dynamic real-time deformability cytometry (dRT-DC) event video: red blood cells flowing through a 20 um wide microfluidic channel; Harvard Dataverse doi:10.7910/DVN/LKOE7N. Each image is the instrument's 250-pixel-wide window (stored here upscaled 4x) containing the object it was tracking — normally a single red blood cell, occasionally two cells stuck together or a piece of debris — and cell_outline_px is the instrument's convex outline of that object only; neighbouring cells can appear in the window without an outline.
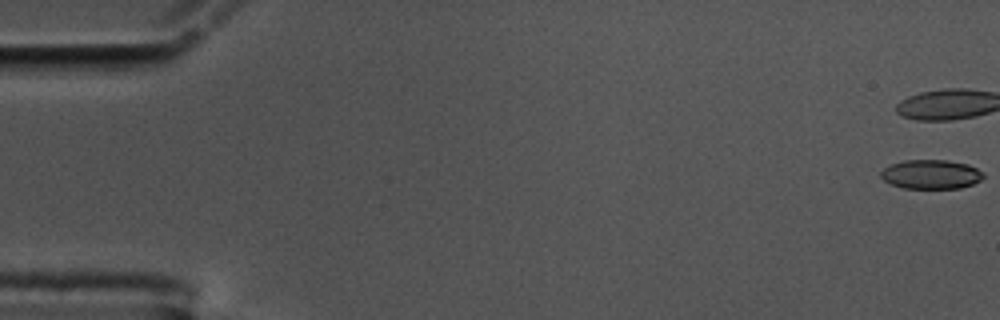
{"species": "common noctule bat (a hibernating species)", "species_latin": "Nyctalus noctula", "temperature_condition": "cold", "stored_images_in_passage": 44, "camera_frame_rate_fps": 3000, "um_per_image_px": 0.085, "animal": {"sex": "male", "body_mass_g": 17.5, "forearm_length_mm": 52.3}, "frame": {"image": 1, "passage_image": 1, "time_ms": 0.0, "image_size_px": [1000, 320], "cell_outline_px": [[984, 176], [980, 180], [972, 184], [960, 188], [904, 188], [892, 184], [884, 180], [880, 176], [880, 172], [884, 168], [892, 164], [904, 160], [948, 160], [968, 164], [984, 172]], "centroid_in_image_um": [79.15, 14.81], "position_along_channel_um": 5.8, "area_um2": 17.4}}